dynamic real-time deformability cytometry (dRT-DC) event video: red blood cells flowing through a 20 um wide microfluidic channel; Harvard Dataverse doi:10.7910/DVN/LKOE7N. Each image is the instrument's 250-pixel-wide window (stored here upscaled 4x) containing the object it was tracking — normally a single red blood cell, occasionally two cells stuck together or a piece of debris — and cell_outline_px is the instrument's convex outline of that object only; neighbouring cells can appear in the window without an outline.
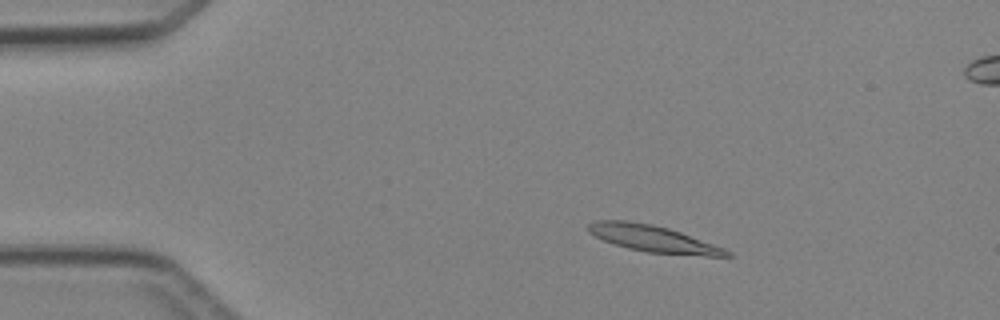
{"species": "Egyptian fruit bat (a non-hibernating species)", "species_latin": "Rousettus aegyptiacus", "temperature_condition": "cold", "stored_images_in_passage": 5, "camera_frame_rate_fps": 3000, "um_per_image_px": 0.085, "animal": {"sex": "female"}, "frame": {"image": 1, "passage_image": 2, "time_ms": 1.333, "image_size_px": [1000, 320], "cell_outline_px": [[732, 256], [704, 256], [648, 252], [628, 248], [604, 240], [588, 232], [588, 224], [596, 220], [628, 220], [652, 224], [668, 228], [680, 232], [724, 248], [732, 252]], "centroid_in_image_um": [55.52, 20.28], "position_along_channel_um": 29.5, "area_um2": 21.27}}
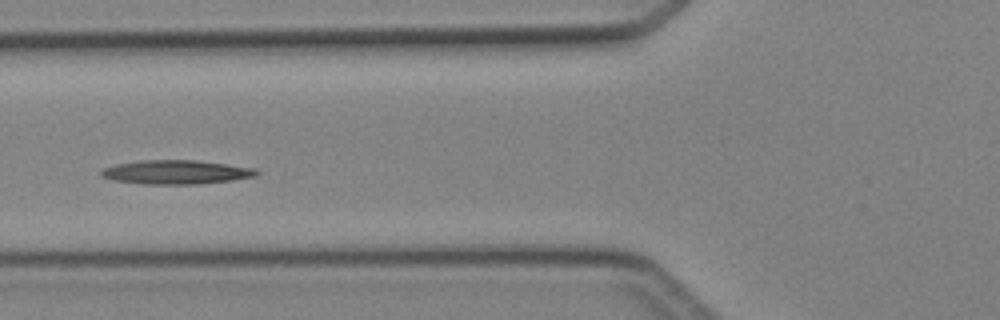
{"frame": {"image": 2, "passage_image": 5, "time_ms": 4.667, "image_size_px": [1000, 320], "cell_outline_px": [[260, 172], [256, 176], [232, 180], [200, 184], [144, 184], [112, 180], [100, 176], [100, 172], [104, 168], [116, 164], [140, 160], [196, 160], [256, 168]], "centroid_in_image_um": [14.97, 14.63], "position_along_channel_um": 110.8, "area_um2": 21.79}}